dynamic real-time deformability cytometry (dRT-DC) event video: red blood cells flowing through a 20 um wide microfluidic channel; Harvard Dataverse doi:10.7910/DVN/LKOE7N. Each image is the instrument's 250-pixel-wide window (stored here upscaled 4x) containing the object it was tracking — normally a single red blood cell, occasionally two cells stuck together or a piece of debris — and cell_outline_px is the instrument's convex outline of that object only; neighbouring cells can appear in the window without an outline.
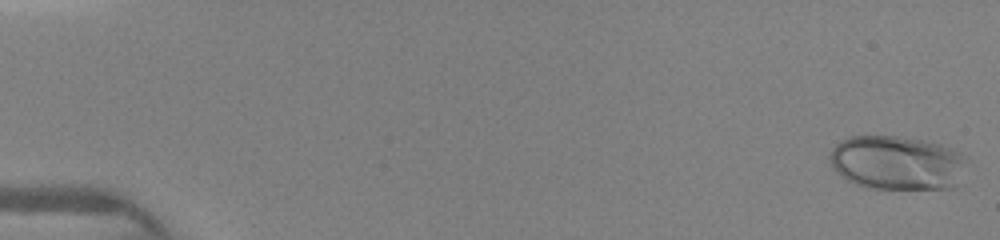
{"species": "human", "species_latin": "Homo sapiens", "temperature_condition": "warm", "stored_images_in_passage": 21, "camera_frame_rate_fps": 3000, "um_per_image_px": 0.085, "donor": {"sex": "female"}, "frame": {"image": 1, "passage_image": 1, "time_ms": 0.0, "image_size_px": [1000, 240], "cell_outline_px": [[968, 156], [956, 184], [952, 188], [876, 188], [856, 184], [848, 180], [836, 172], [832, 168], [828, 156], [832, 148], [836, 144], [852, 136], [896, 136], [920, 140], [940, 144], [952, 148]], "centroid_in_image_um": [76.23, 13.82], "position_along_channel_um": 8.8, "area_um2": 42.89}}
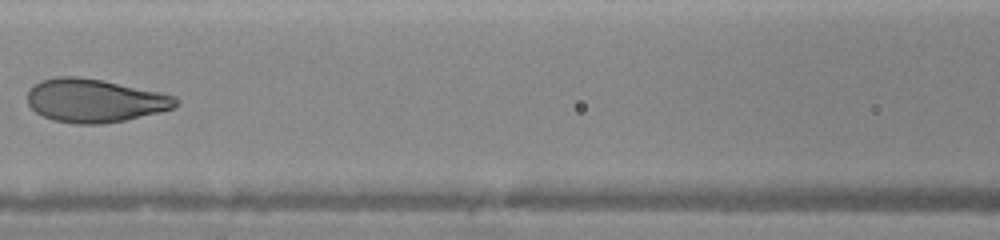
{"frame": {"image": 2, "passage_image": 18, "time_ms": 7.0, "image_size_px": [1000, 240], "cell_outline_px": [[180, 104], [176, 108], [160, 112], [124, 120], [100, 124], [76, 124], [56, 120], [44, 116], [36, 112], [28, 104], [28, 92], [32, 84], [40, 80], [56, 76], [80, 76], [104, 80], [160, 92], [176, 96], [180, 100]], "centroid_in_image_um": [8.08, 8.53], "position_along_channel_um": 158.5, "area_um2": 37.8}}
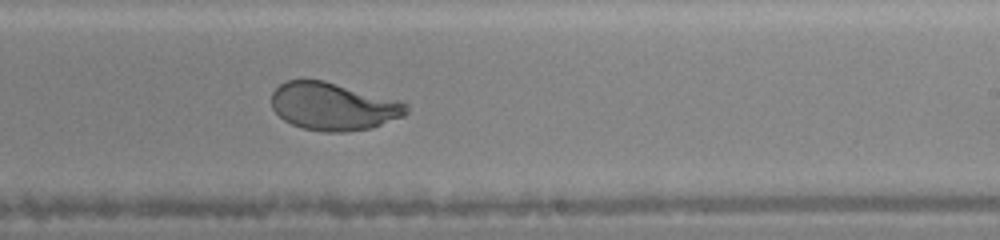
{"frame": {"image": 3, "passage_image": 21, "time_ms": 9.333, "image_size_px": [1000, 240], "cell_outline_px": [[408, 112], [404, 116], [372, 128], [344, 132], [324, 132], [304, 128], [292, 124], [284, 120], [272, 108], [272, 92], [280, 84], [288, 80], [324, 80], [396, 100], [408, 104]], "centroid_in_image_um": [28.33, 9.05], "position_along_channel_um": 260.7, "area_um2": 37.22}}